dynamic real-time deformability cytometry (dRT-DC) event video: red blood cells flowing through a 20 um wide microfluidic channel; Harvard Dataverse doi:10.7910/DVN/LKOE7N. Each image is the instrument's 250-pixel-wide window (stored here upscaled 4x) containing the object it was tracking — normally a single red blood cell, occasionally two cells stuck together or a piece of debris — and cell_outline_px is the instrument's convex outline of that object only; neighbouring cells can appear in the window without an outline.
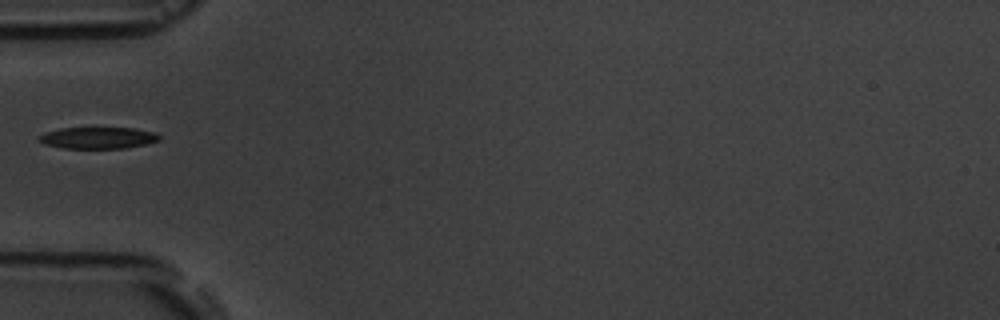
{"species": "common noctule bat (a hibernating species)", "species_latin": "Nyctalus noctula", "temperature_condition": "room temperature", "stored_images_in_passage": 1, "camera_frame_rate_fps": 3000, "um_per_image_px": 0.085, "animal": {"sex": "male", "body_mass_g": 19.5, "forearm_length_mm": 54.6}, "frame": {"image": 1, "passage_image": 1, "time_ms": 0.0, "image_size_px": [1000, 320], "cell_outline_px": [[160, 140], [144, 144], [124, 148], [64, 148], [44, 144], [36, 140], [44, 132], [60, 128], [136, 128], [156, 132], [160, 136]], "centroid_in_image_um": [8.32, 11.71], "position_along_channel_um": 76.7, "area_um2": 15.14}}